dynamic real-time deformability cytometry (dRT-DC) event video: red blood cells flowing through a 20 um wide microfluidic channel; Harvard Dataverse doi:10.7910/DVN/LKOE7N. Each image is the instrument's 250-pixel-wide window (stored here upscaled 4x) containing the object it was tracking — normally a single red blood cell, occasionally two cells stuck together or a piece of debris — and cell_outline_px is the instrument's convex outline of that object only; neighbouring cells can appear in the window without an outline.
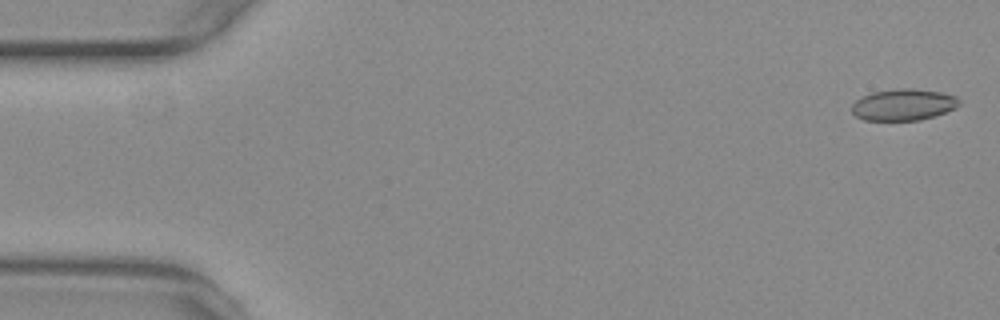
{"species": "common noctule bat (a hibernating species)", "species_latin": "Nyctalus noctula", "temperature_condition": "warm", "stored_images_in_passage": 56, "camera_frame_rate_fps": 3000, "um_per_image_px": 0.085, "animal": {"sex": "female", "body_mass_g": 29.2, "forearm_length_mm": 56.3}, "frame": {"image": 1, "passage_image": 2, "time_ms": 0.333, "image_size_px": [1000, 320], "cell_outline_px": [[960, 104], [956, 108], [920, 120], [864, 120], [856, 116], [852, 112], [852, 104], [860, 96], [872, 92], [900, 88], [912, 88], [944, 92], [956, 96], [960, 100]], "centroid_in_image_um": [76.79, 8.88], "position_along_channel_um": 8.2, "area_um2": 19.83}}